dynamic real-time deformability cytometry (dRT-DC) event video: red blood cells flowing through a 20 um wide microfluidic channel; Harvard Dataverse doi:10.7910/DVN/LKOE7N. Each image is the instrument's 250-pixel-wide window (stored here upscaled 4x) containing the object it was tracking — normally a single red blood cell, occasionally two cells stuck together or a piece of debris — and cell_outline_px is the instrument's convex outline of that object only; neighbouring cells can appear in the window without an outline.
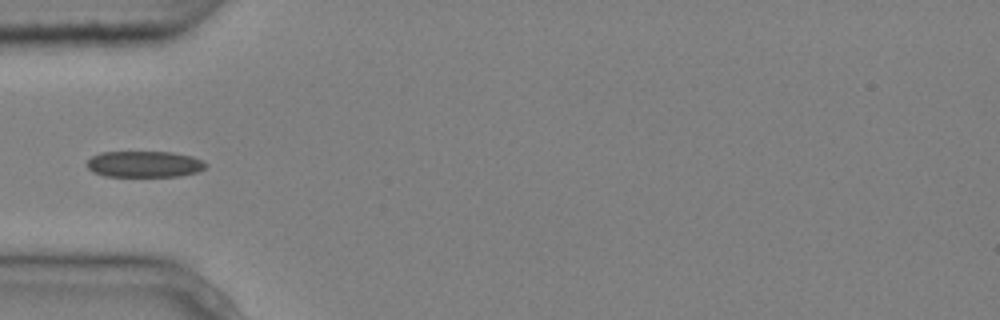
{"species": "common noctule bat (a hibernating species)", "species_latin": "Nyctalus noctula", "temperature_condition": "cold", "stored_images_in_passage": 7, "camera_frame_rate_fps": 3000, "um_per_image_px": 0.085, "animal": {"sex": "male", "body_mass_g": 20.4}, "frame": {"image": 1, "passage_image": 4, "time_ms": 1.0, "image_size_px": [1000, 320], "cell_outline_px": [[208, 164], [204, 168], [196, 172], [180, 176], [104, 176], [92, 172], [88, 168], [88, 160], [92, 156], [100, 152], [172, 152], [192, 156], [204, 160]], "centroid_in_image_um": [12.28, 13.95], "position_along_channel_um": 72.7, "area_um2": 18.21}}
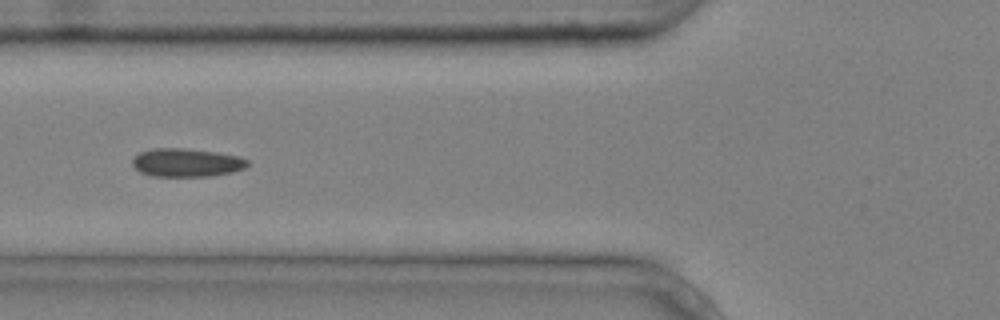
{"frame": {"image": 2, "passage_image": 5, "time_ms": 1.333, "image_size_px": [1000, 320], "cell_outline_px": [[248, 164], [244, 168], [232, 172], [208, 176], [152, 176], [140, 172], [132, 164], [132, 160], [140, 152], [156, 148], [184, 148], [216, 152], [236, 156], [248, 160]], "centroid_in_image_um": [15.84, 13.82], "position_along_channel_um": 110.0, "area_um2": 18.79}}